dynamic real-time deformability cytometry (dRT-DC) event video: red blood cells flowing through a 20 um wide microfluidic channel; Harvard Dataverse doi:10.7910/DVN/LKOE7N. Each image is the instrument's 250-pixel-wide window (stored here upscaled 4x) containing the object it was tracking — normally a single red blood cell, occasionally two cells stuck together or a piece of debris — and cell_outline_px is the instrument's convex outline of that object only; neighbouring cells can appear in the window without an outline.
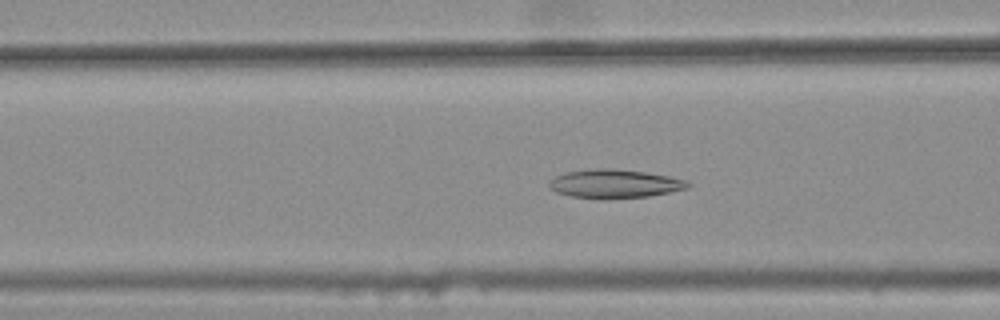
{"species": "common noctule bat (a hibernating species)", "species_latin": "Nyctalus noctula", "temperature_condition": "warm", "stored_images_in_passage": 41, "camera_frame_rate_fps": 3000, "um_per_image_px": 0.085, "animal": {"sex": "female", "body_mass_g": 25.1}, "frame": {"image": 1, "passage_image": 19, "time_ms": 6.0, "image_size_px": [1000, 320], "cell_outline_px": [[692, 184], [688, 188], [648, 196], [608, 200], [600, 200], [572, 196], [556, 192], [548, 184], [556, 176], [564, 172], [600, 168], [612, 168], [644, 172], [668, 176], [684, 180]], "centroid_in_image_um": [52.23, 15.63], "position_along_channel_um": 114.4, "area_um2": 23.18}}
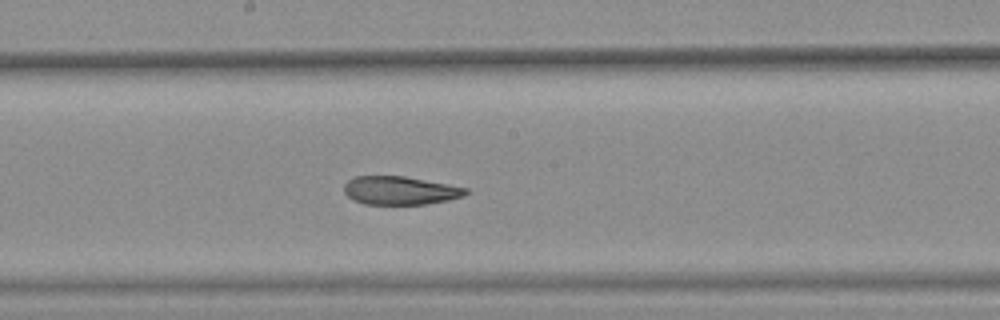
{"frame": {"image": 2, "passage_image": 27, "time_ms": 8.667, "image_size_px": [1000, 320], "cell_outline_px": [[468, 192], [464, 196], [448, 200], [424, 204], [364, 204], [348, 196], [344, 192], [344, 184], [348, 180], [356, 176], [404, 176], [468, 188]], "centroid_in_image_um": [34.0, 16.19], "position_along_channel_um": 214.2, "area_um2": 19.94}}
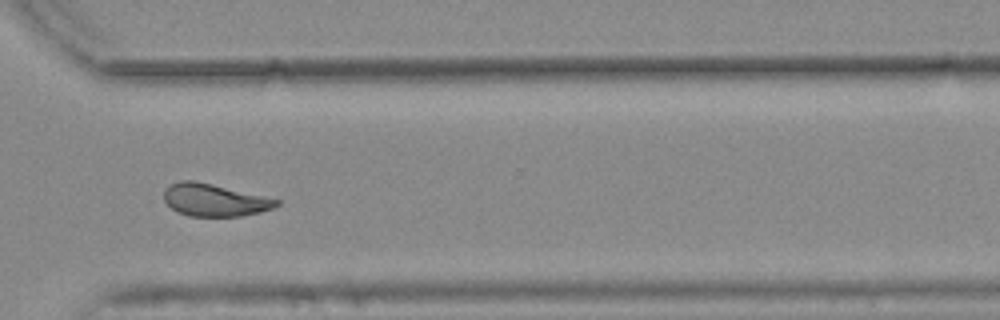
{"frame": {"image": 3, "passage_image": 38, "time_ms": 12.333, "image_size_px": [1000, 320], "cell_outline_px": [[280, 204], [272, 208], [260, 212], [240, 216], [188, 216], [172, 208], [164, 200], [164, 188], [180, 180], [192, 180], [212, 184], [280, 200]], "centroid_in_image_um": [18.21, 17.0], "position_along_channel_um": 352.4, "area_um2": 20.98}, "authors_computed_cell_mechanics": {"area_um2": 22.1374, "velocity_mm_per_s": 3.7505, "shape_relaxation_time_tau1_ms": null, "shape_relaxation_time_tau2_ms": 2.3736, "deformation_change_tau1": null, "deformation_change_tau2": 0.0806}}